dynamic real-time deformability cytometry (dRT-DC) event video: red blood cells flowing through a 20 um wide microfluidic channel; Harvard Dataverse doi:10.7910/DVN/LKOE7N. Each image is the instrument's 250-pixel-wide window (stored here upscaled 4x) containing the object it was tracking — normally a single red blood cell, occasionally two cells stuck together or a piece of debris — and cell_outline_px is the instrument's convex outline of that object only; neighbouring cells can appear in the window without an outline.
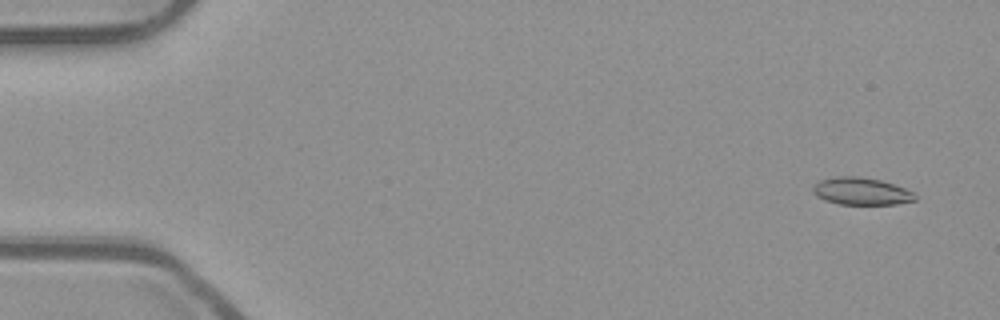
{"species": "common noctule bat (a hibernating species)", "species_latin": "Nyctalus noctula", "temperature_condition": "room temperature", "stored_images_in_passage": 13, "camera_frame_rate_fps": 3000, "um_per_image_px": 0.085, "animal": {"sex": "male", "body_mass_g": 23.1, "forearm_length_mm": 52.7}, "frame": {"image": 1, "passage_image": 1, "time_ms": 0.0, "image_size_px": [1000, 320], "cell_outline_px": [[916, 200], [896, 204], [840, 204], [824, 200], [816, 196], [812, 192], [812, 184], [820, 180], [836, 176], [860, 176], [880, 180], [904, 188], [912, 192], [916, 196]], "centroid_in_image_um": [73.15, 16.25], "position_along_channel_um": 11.8, "area_um2": 16.3}}
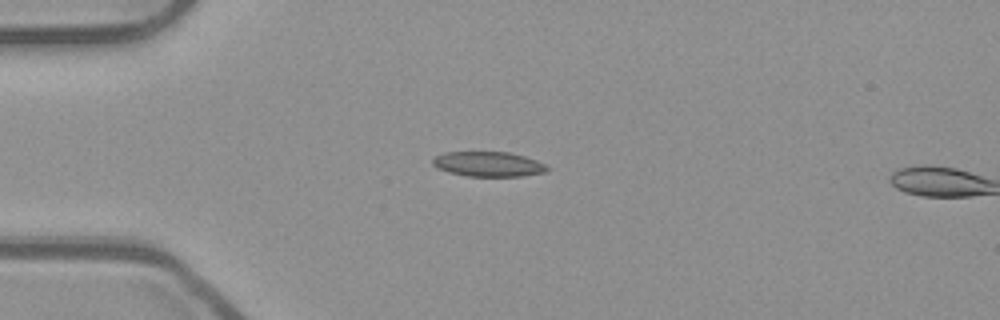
{"frame": {"image": 2, "passage_image": 12, "time_ms": 3.667, "image_size_px": [1000, 320], "cell_outline_px": [[548, 168], [544, 172], [524, 176], [468, 176], [448, 172], [436, 168], [432, 164], [432, 160], [436, 156], [444, 152], [508, 152], [524, 156], [536, 160], [544, 164]], "centroid_in_image_um": [41.47, 13.95], "position_along_channel_um": 43.5, "area_um2": 16.53}}